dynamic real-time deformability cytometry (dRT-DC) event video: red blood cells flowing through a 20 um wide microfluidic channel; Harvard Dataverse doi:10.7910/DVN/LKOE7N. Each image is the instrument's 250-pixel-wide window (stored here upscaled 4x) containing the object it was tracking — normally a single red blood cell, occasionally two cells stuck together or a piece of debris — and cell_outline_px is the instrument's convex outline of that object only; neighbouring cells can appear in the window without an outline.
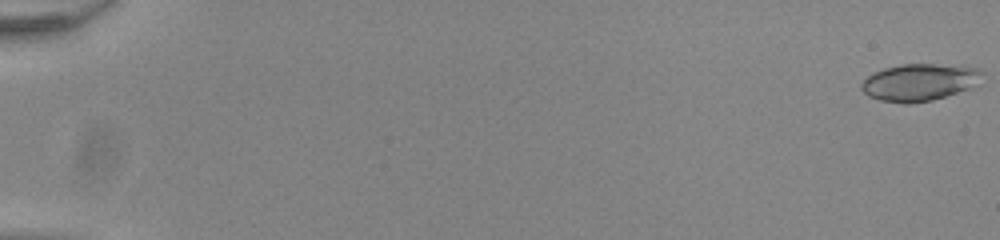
{"species": "common noctule bat (a hibernating species)", "species_latin": "Nyctalus noctula", "temperature_condition": "room temperature", "stored_images_in_passage": 19, "camera_frame_rate_fps": 3000, "um_per_image_px": 0.085, "animal": {"sex": "male", "body_mass_g": 20.0, "forearm_length_mm": 53.3}, "frame": {"image": 1, "passage_image": 1, "time_ms": 0.0, "image_size_px": [1000, 240], "cell_outline_px": [[984, 72], [968, 88], [932, 100], [908, 104], [904, 104], [880, 100], [868, 96], [860, 88], [860, 84], [868, 76], [884, 68], [904, 64], [932, 64], [980, 68]], "centroid_in_image_um": [78.07, 7.0], "position_along_channel_um": 6.9, "area_um2": 25.55}}
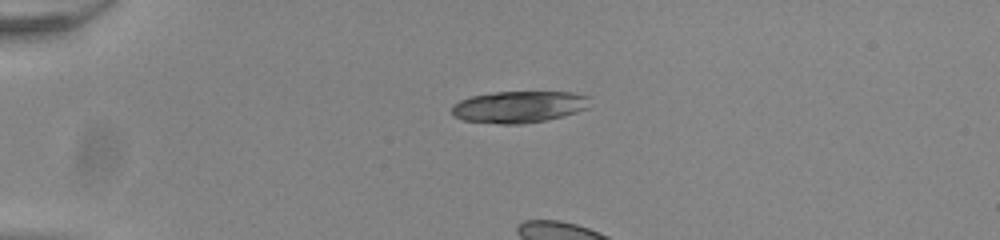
{"frame": {"image": 2, "passage_image": 15, "time_ms": 4.667, "image_size_px": [1000, 240], "cell_outline_px": [[592, 96], [588, 108], [564, 116], [548, 120], [524, 124], [500, 124], [464, 120], [456, 116], [452, 112], [452, 104], [460, 100], [472, 96], [496, 92], [572, 92]], "centroid_in_image_um": [44.17, 9.08], "position_along_channel_um": 40.8, "area_um2": 25.72}}